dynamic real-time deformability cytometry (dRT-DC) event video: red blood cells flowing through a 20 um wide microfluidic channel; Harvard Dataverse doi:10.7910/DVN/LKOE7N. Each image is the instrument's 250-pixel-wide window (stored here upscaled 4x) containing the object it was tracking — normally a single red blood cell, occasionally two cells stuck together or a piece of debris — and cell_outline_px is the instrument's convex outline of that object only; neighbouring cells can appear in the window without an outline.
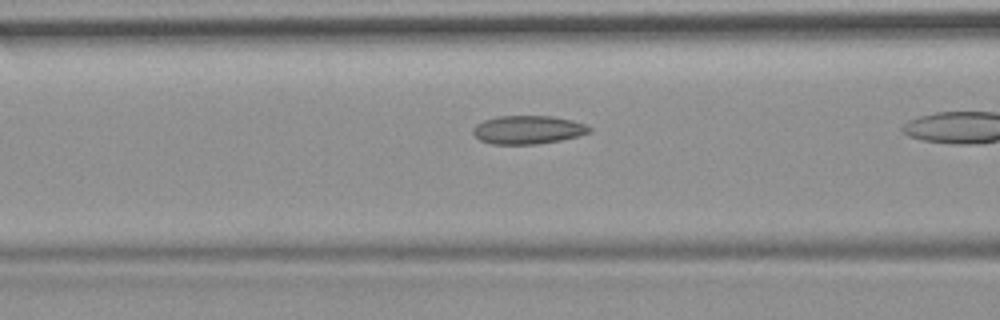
{"species": "common noctule bat (a hibernating species)", "species_latin": "Nyctalus noctula", "temperature_condition": "room temperature", "stored_images_in_passage": 22, "camera_frame_rate_fps": 3000, "um_per_image_px": 0.085, "animal": {"sex": "female", "body_mass_g": 19.9}, "frame": {"image": 1, "passage_image": 10, "time_ms": 3.0, "image_size_px": [1000, 320], "cell_outline_px": [[592, 132], [580, 136], [560, 140], [536, 144], [492, 144], [480, 140], [472, 132], [472, 128], [476, 124], [484, 120], [496, 116], [552, 116], [572, 120], [584, 124], [592, 128]], "centroid_in_image_um": [44.88, 11.03], "position_along_channel_um": 121.7, "area_um2": 19.36}}
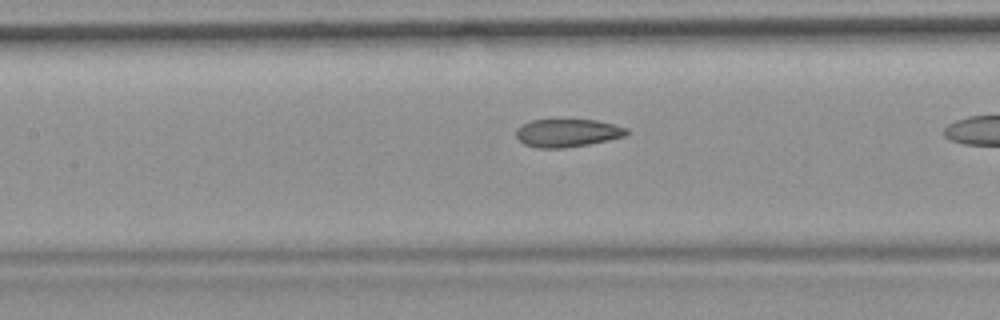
{"frame": {"image": 2, "passage_image": 13, "time_ms": 4.0, "image_size_px": [1000, 320], "cell_outline_px": [[628, 132], [624, 136], [608, 140], [588, 144], [564, 148], [536, 148], [524, 144], [516, 136], [516, 128], [532, 120], [596, 120], [628, 128]], "centroid_in_image_um": [48.21, 11.3], "position_along_channel_um": 159.2, "area_um2": 17.86}}